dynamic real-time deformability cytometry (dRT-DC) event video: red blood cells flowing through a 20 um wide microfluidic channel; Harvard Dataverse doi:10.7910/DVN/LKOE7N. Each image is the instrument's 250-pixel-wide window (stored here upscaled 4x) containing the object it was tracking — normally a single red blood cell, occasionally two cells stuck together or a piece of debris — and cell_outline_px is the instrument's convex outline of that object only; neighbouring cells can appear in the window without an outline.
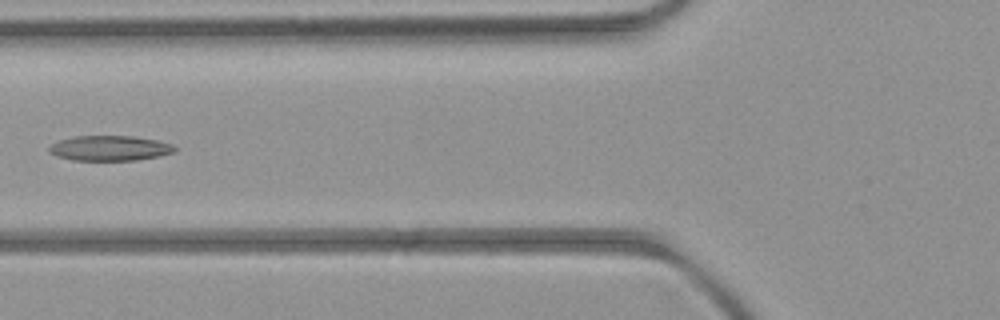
{"species": "common noctule bat (a hibernating species)", "species_latin": "Nyctalus noctula", "temperature_condition": "room temperature", "stored_images_in_passage": 6, "camera_frame_rate_fps": 3000, "um_per_image_px": 0.085, "animal": {"sex": "female", "body_mass_g": 21.9}, "frame": {"image": 1, "passage_image": 6, "time_ms": 5.667, "image_size_px": [1000, 320], "cell_outline_px": [[176, 152], [160, 156], [136, 160], [72, 160], [56, 156], [48, 152], [48, 148], [52, 144], [60, 140], [76, 136], [132, 136], [156, 140], [172, 144], [176, 148]], "centroid_in_image_um": [9.34, 12.6], "position_along_channel_um": 116.5, "area_um2": 18.38}}